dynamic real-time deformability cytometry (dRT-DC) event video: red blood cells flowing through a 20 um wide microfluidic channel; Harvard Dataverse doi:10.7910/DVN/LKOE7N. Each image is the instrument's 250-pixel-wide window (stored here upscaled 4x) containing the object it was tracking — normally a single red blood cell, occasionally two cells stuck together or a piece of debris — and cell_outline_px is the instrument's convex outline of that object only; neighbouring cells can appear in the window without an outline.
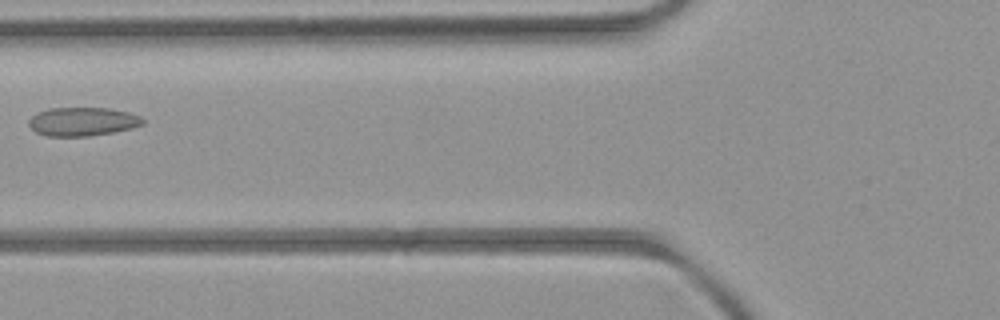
{"species": "common noctule bat (a hibernating species)", "species_latin": "Nyctalus noctula", "temperature_condition": "room temperature", "stored_images_in_passage": 5, "camera_frame_rate_fps": 3000, "um_per_image_px": 0.085, "animal": {"sex": "female", "body_mass_g": 21.9}, "frame": {"image": 1, "passage_image": 5, "time_ms": 4.667, "image_size_px": [1000, 320], "cell_outline_px": [[144, 124], [112, 132], [88, 136], [48, 136], [36, 132], [28, 124], [28, 120], [36, 112], [48, 108], [108, 108], [128, 112], [140, 116], [144, 120]], "centroid_in_image_um": [6.98, 10.32], "position_along_channel_um": 118.8, "area_um2": 18.9}}